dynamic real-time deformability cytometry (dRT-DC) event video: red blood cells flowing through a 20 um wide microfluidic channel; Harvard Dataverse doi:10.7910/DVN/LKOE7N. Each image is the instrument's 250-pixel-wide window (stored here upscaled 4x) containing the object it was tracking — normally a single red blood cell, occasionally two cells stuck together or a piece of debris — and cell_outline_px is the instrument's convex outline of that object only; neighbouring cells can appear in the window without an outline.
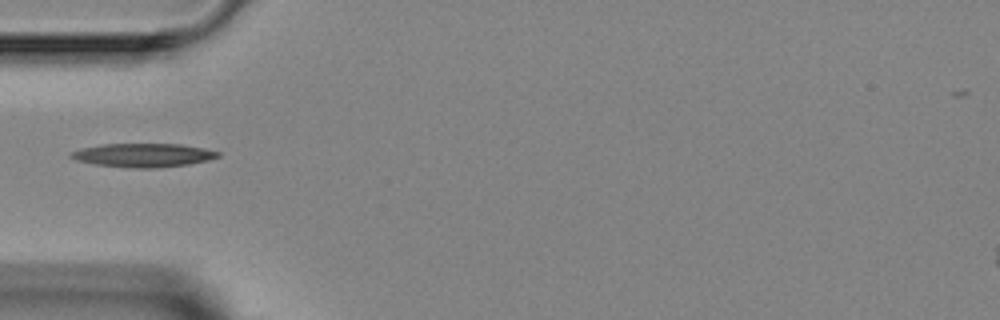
{"species": "Egyptian fruit bat (a non-hibernating species)", "species_latin": "Rousettus aegyptiacus", "temperature_condition": "room temperature", "stored_images_in_passage": 3, "camera_frame_rate_fps": 3000, "um_per_image_px": 0.085, "animal": {"sex": "female"}, "frame": {"image": 1, "passage_image": 2, "time_ms": 1.333, "image_size_px": [1000, 320], "cell_outline_px": [[220, 156], [208, 160], [188, 164], [156, 168], [136, 168], [96, 164], [76, 160], [68, 156], [72, 152], [84, 148], [104, 144], [184, 144], [204, 148], [220, 152]], "centroid_in_image_um": [12.23, 13.19], "position_along_channel_um": 72.8, "area_um2": 20.06}}
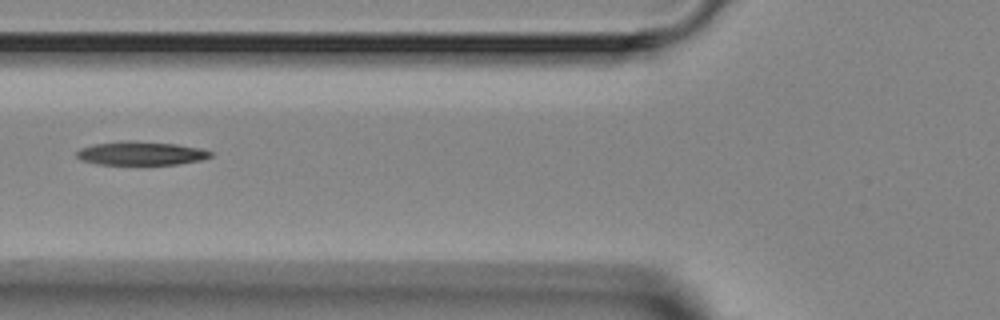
{"frame": {"image": 2, "passage_image": 3, "time_ms": 2.333, "image_size_px": [1000, 320], "cell_outline_px": [[212, 156], [200, 160], [176, 164], [96, 164], [80, 160], [76, 156], [76, 152], [80, 148], [92, 144], [128, 140], [176, 144], [200, 148], [212, 152]], "centroid_in_image_um": [11.93, 13.02], "position_along_channel_um": 113.9, "area_um2": 18.38}}